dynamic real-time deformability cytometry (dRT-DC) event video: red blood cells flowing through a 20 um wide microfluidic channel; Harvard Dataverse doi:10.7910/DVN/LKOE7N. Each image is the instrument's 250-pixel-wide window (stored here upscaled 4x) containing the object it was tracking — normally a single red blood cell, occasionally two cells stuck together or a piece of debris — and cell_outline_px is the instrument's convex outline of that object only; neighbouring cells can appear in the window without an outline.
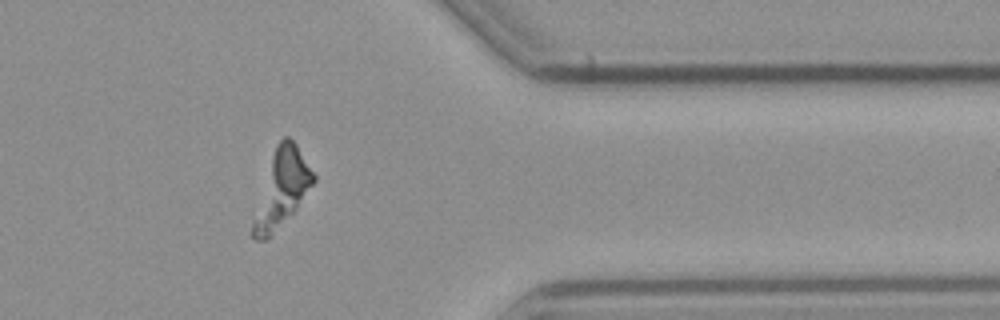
{"species": "common noctule bat (a hibernating species)", "species_latin": "Nyctalus noctula", "temperature_condition": "cold", "stored_images_in_passage": 56, "segment_of_instrument_passage": [2, 2], "camera_frame_rate_fps": 3000, "um_per_image_px": 0.085, "animal": {"sex": "male", "body_mass_g": 23.1, "forearm_length_mm": 52.7}, "frame": {"image": 1, "passage_image": 46, "time_ms": 15.0, "image_size_px": [1000, 320], "cell_outline_px": [[316, 180], [296, 208], [268, 240], [256, 240], [248, 232], [272, 156], [276, 144], [284, 136], [288, 136], [296, 144], [316, 176]], "centroid_in_image_um": [23.92, 16.08], "position_along_channel_um": 387.5, "area_um2": 26.59}}
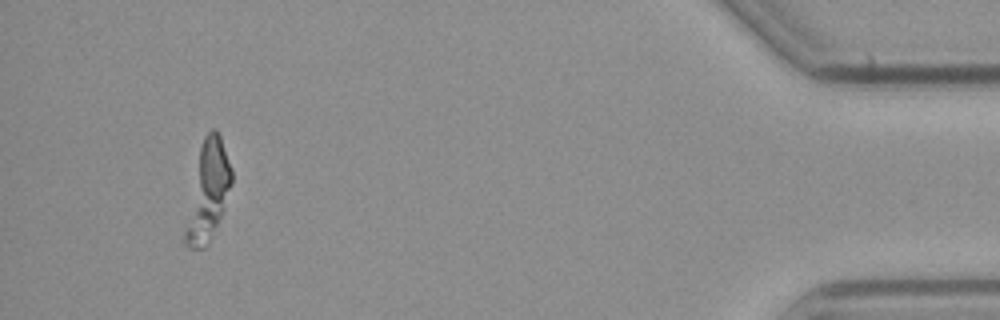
{"frame": {"image": 2, "passage_image": 53, "time_ms": 17.333, "image_size_px": [1000, 320], "cell_outline_px": [[232, 184], [224, 208], [208, 244], [204, 248], [188, 248], [184, 244], [184, 232], [200, 148], [204, 136], [212, 128], [216, 128], [220, 136], [232, 168]], "centroid_in_image_um": [17.69, 16.26], "position_along_channel_um": 417.5, "area_um2": 25.95}}